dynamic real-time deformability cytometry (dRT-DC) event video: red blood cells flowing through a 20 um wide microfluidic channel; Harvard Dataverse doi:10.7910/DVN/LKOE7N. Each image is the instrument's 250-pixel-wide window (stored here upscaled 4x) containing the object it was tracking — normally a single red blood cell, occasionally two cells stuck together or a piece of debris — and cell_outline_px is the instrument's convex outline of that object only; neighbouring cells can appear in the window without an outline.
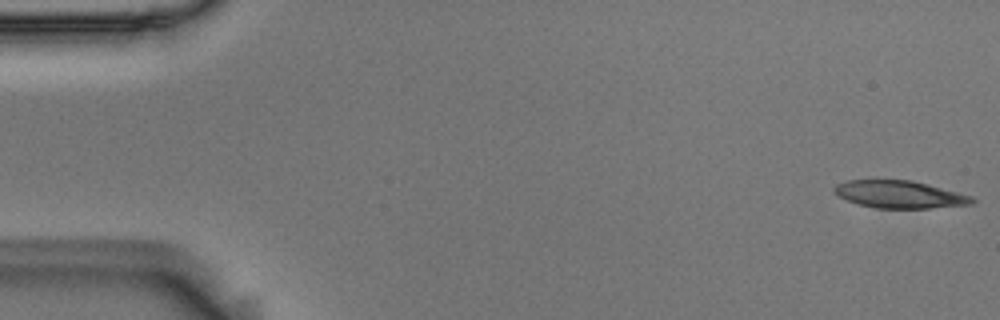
{"species": "Egyptian fruit bat (a non-hibernating species)", "species_latin": "Rousettus aegyptiacus", "temperature_condition": "room temperature", "stored_images_in_passage": 54, "camera_frame_rate_fps": 3000, "um_per_image_px": 0.085, "animal": {"sex": "male"}, "frame": {"image": 1, "passage_image": 1, "time_ms": 0.0, "image_size_px": [1000, 320], "cell_outline_px": [[976, 200], [972, 204], [928, 208], [876, 208], [860, 204], [848, 200], [832, 192], [832, 188], [836, 184], [848, 180], [912, 180], [972, 196]], "centroid_in_image_um": [76.45, 16.52], "position_along_channel_um": 8.6, "area_um2": 21.85}}
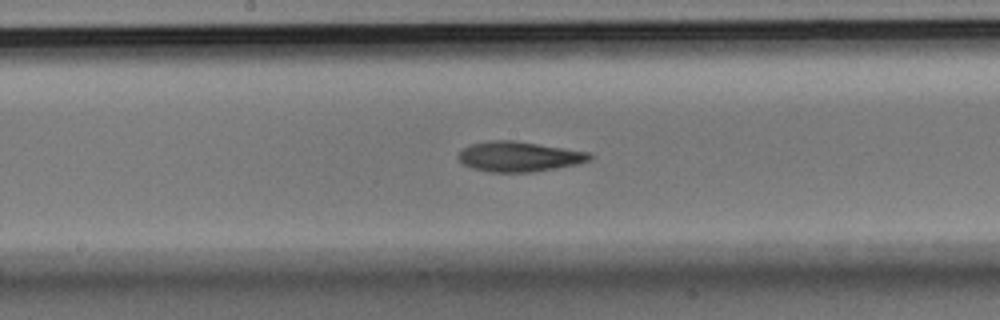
{"frame": {"image": 2, "passage_image": 28, "time_ms": 9.0, "image_size_px": [1000, 320], "cell_outline_px": [[592, 160], [576, 164], [556, 168], [532, 172], [488, 172], [472, 168], [464, 164], [456, 156], [464, 148], [472, 144], [488, 140], [516, 140], [592, 152]], "centroid_in_image_um": [44.15, 13.3], "position_along_channel_um": 204.0, "area_um2": 23.24}}
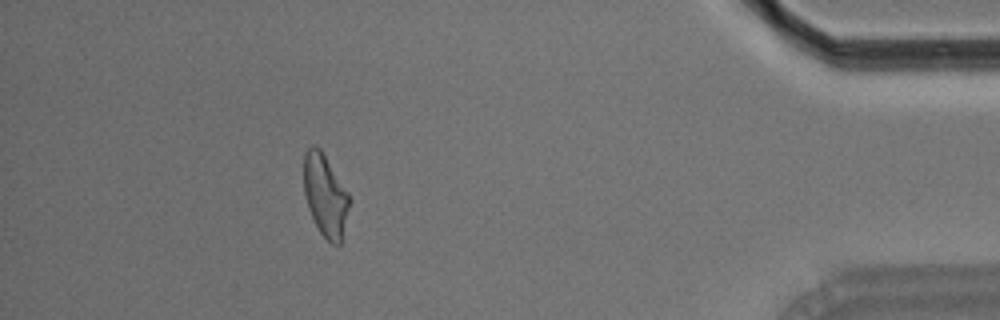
{"frame": {"image": 3, "passage_image": 49, "time_ms": 16.0, "image_size_px": [1000, 320], "cell_outline_px": [[352, 200], [340, 244], [332, 244], [320, 232], [308, 208], [304, 196], [304, 152], [312, 144], [316, 144], [320, 148], [348, 192]], "centroid_in_image_um": [27.65, 16.59], "position_along_channel_um": 407.5, "area_um2": 21.91}, "authors_computed_cell_mechanics": {"area_um2": 22.5998, "velocity_mm_per_s": 3.6421, "shape_relaxation_time_tau1_ms": 9.4864, "shape_relaxation_time_tau2_ms": 5.4666, "deformation_change_tau1": 0.2466, "deformation_change_tau2": 0.1419}}